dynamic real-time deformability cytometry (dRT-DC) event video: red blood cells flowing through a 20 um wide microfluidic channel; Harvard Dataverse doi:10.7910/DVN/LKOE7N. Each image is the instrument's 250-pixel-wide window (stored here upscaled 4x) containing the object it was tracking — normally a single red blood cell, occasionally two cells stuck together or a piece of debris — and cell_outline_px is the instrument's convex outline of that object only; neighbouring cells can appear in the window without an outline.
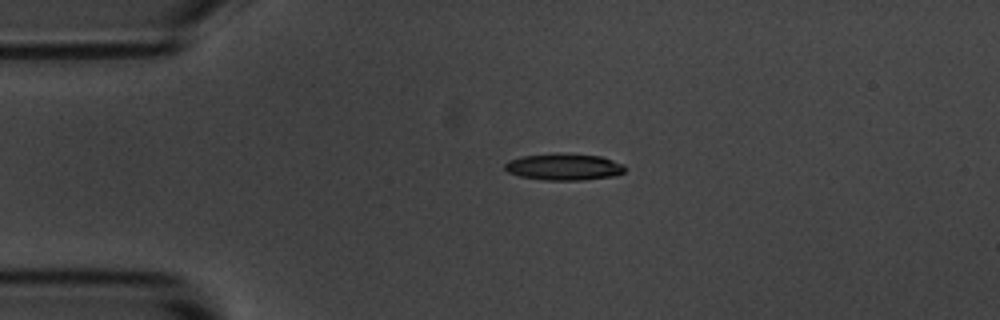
{"species": "common noctule bat (a hibernating species)", "species_latin": "Nyctalus noctula", "temperature_condition": "room temperature", "stored_images_in_passage": 2, "camera_frame_rate_fps": 3000, "um_per_image_px": 0.085, "animal": {"sex": "male", "body_mass_g": 20.1, "forearm_length_mm": 53.5}, "frame": {"image": 1, "passage_image": 1, "time_ms": 0.0, "image_size_px": [1000, 320], "cell_outline_px": [[628, 168], [624, 172], [616, 176], [584, 180], [544, 180], [520, 176], [508, 172], [504, 168], [504, 164], [508, 160], [524, 156], [556, 152], [560, 152], [600, 156], [624, 164]], "centroid_in_image_um": [47.97, 14.18], "position_along_channel_um": 37.0, "area_um2": 19.02}}